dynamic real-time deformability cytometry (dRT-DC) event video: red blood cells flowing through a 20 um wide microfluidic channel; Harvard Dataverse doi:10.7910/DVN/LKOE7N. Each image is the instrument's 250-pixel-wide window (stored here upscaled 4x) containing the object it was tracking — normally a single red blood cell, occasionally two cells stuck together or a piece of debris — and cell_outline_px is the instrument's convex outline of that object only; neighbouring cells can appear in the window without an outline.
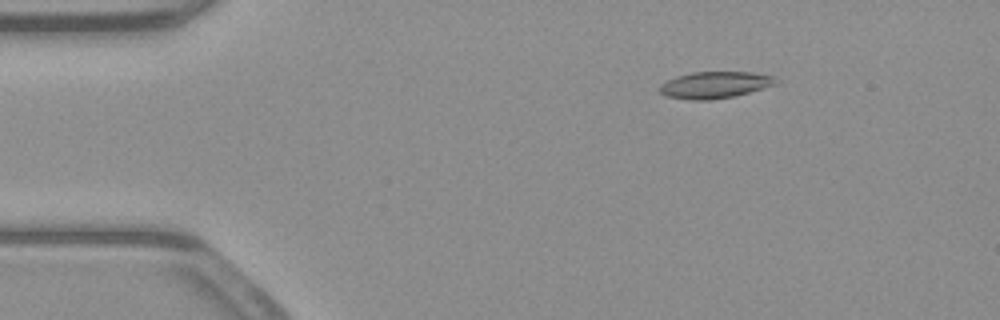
{"species": "common noctule bat (a hibernating species)", "species_latin": "Nyctalus noctula", "temperature_condition": "warm", "stored_images_in_passage": 52, "camera_frame_rate_fps": 3000, "um_per_image_px": 0.085, "animal": {"sex": "male", "body_mass_g": 23.1, "forearm_length_mm": 52.7}, "frame": {"image": 1, "passage_image": 8, "time_ms": 2.333, "image_size_px": [1000, 320], "cell_outline_px": [[780, 80], [776, 84], [736, 96], [712, 100], [692, 100], [664, 96], [660, 92], [660, 84], [676, 76], [692, 72], [752, 72], [776, 76]], "centroid_in_image_um": [60.79, 7.22], "position_along_channel_um": 24.2, "area_um2": 18.26}}
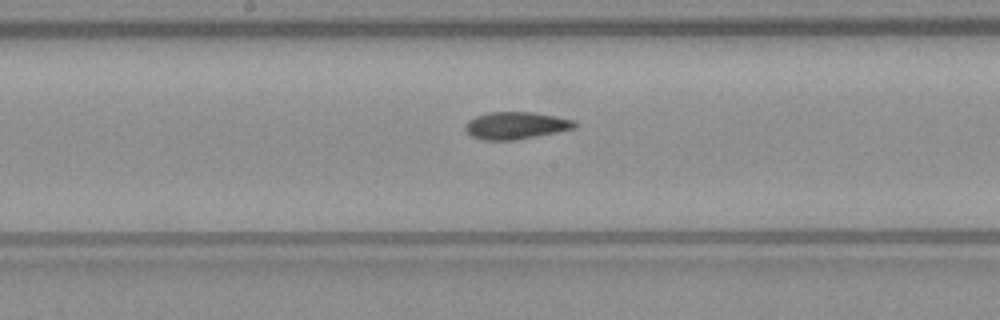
{"frame": {"image": 2, "passage_image": 27, "time_ms": 8.667, "image_size_px": [1000, 320], "cell_outline_px": [[580, 124], [576, 128], [516, 140], [484, 140], [472, 136], [464, 128], [464, 124], [468, 120], [476, 116], [488, 112], [532, 112], [556, 116], [576, 120]], "centroid_in_image_um": [43.88, 10.66], "position_along_channel_um": 204.3, "area_um2": 17.51}}
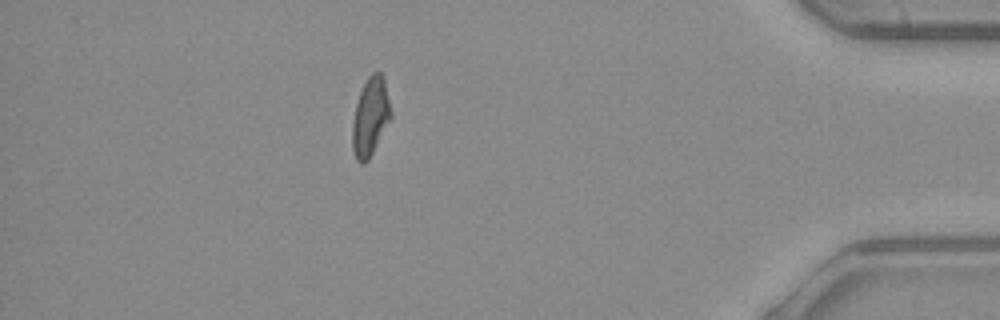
{"frame": {"image": 3, "passage_image": 46, "time_ms": 15.0, "image_size_px": [1000, 320], "cell_outline_px": [[392, 116], [368, 160], [364, 164], [360, 164], [356, 160], [352, 148], [352, 124], [356, 104], [360, 92], [368, 76], [372, 72], [380, 72], [384, 76], [392, 112]], "centroid_in_image_um": [31.48, 9.92], "position_along_channel_um": 403.7, "area_um2": 17.63}, "authors_computed_cell_mechanics": {"area_um2": 17.629, "velocity_mm_per_s": 3.946, "shape_relaxation_time_tau1_ms": null, "shape_relaxation_time_tau2_ms": 5.4596, "deformation_change_tau1": null, "deformation_change_tau2": 0.1401}}